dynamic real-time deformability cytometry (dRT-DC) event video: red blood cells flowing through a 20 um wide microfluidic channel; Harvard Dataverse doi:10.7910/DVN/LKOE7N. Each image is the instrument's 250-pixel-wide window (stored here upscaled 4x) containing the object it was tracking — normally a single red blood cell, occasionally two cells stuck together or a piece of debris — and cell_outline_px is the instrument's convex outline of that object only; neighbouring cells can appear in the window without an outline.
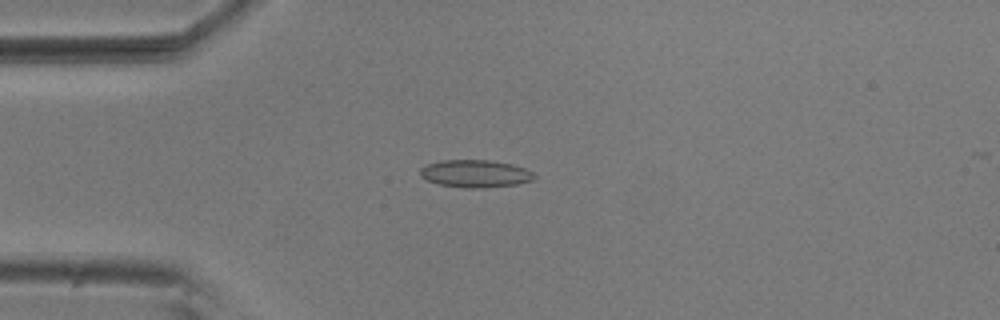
{"species": "common noctule bat (a hibernating species)", "species_latin": "Nyctalus noctula", "temperature_condition": "room temperature", "stored_images_in_passage": 7, "camera_frame_rate_fps": 3000, "um_per_image_px": 0.085, "animal": {"sex": "male", "body_mass_g": 20.5, "forearm_length_mm": 52.5}, "frame": {"image": 1, "passage_image": 5, "time_ms": 1.333, "image_size_px": [1000, 320], "cell_outline_px": [[536, 176], [532, 180], [516, 184], [480, 188], [464, 188], [440, 184], [428, 180], [420, 176], [420, 168], [428, 164], [440, 160], [488, 160], [512, 164], [524, 168], [532, 172]], "centroid_in_image_um": [40.38, 14.75], "position_along_channel_um": 44.6, "area_um2": 18.15}}
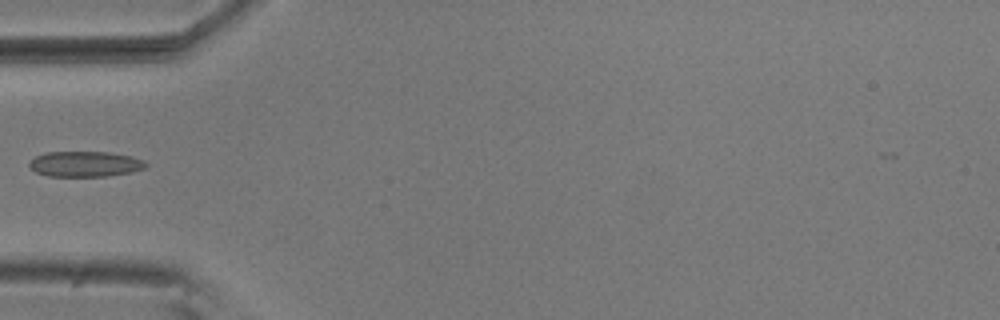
{"frame": {"image": 2, "passage_image": 6, "time_ms": 1.667, "image_size_px": [1000, 320], "cell_outline_px": [[148, 164], [144, 168], [132, 172], [104, 176], [48, 176], [36, 172], [28, 164], [28, 160], [36, 156], [48, 152], [108, 152], [132, 156], [144, 160]], "centroid_in_image_um": [7.23, 13.93], "position_along_channel_um": 77.8, "area_um2": 17.28}}
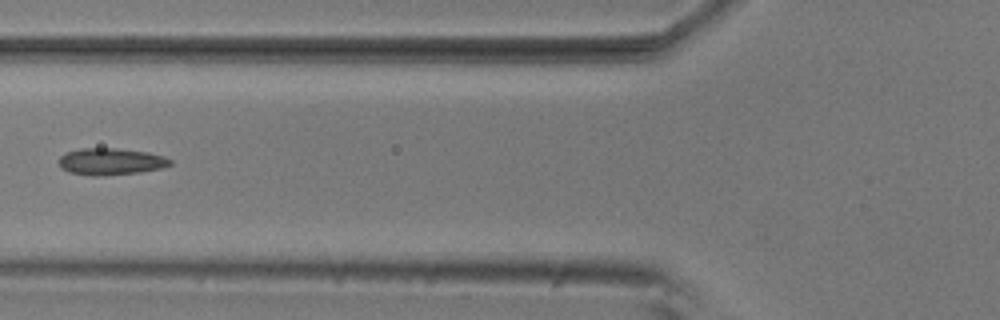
{"frame": {"image": 3, "passage_image": 7, "time_ms": 2.0, "image_size_px": [1000, 320], "cell_outline_px": [[172, 164], [164, 168], [140, 172], [104, 176], [92, 176], [68, 172], [60, 168], [60, 156], [64, 152], [80, 148], [116, 148], [148, 152], [164, 156], [172, 160]], "centroid_in_image_um": [9.42, 13.73], "position_along_channel_um": 116.4, "area_um2": 17.69}}